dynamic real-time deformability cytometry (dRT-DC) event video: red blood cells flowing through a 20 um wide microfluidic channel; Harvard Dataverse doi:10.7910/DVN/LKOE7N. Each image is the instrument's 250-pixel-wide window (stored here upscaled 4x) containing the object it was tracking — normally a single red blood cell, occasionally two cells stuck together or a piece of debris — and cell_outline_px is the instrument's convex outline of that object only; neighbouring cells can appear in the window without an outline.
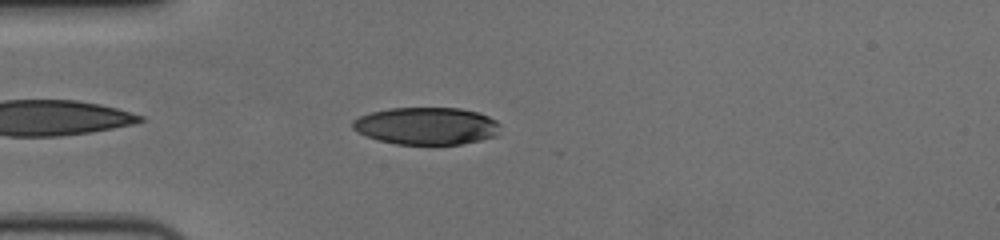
{"species": "human", "species_latin": "Homo sapiens", "temperature_condition": "cold", "stored_images_in_passage": 40, "camera_frame_rate_fps": 3000, "um_per_image_px": 0.085, "donor": {"sex": "female"}, "frame": {"image": 1, "passage_image": 3, "time_ms": 0.667, "image_size_px": [1000, 240], "cell_outline_px": [[500, 124], [496, 136], [480, 140], [460, 144], [396, 144], [376, 140], [364, 136], [356, 132], [352, 128], [352, 120], [360, 116], [372, 112], [388, 108], [460, 108], [476, 112], [488, 116], [496, 120]], "centroid_in_image_um": [36.21, 10.71], "position_along_channel_um": 48.8, "area_um2": 32.25}}
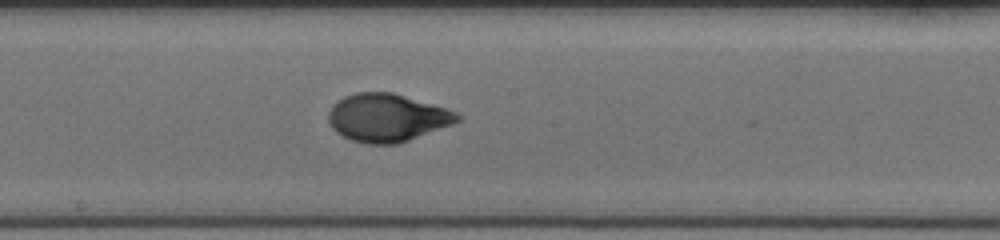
{"frame": {"image": 2, "passage_image": 18, "time_ms": 5.667, "image_size_px": [1000, 240], "cell_outline_px": [[460, 120], [452, 124], [400, 144], [368, 144], [352, 140], [336, 132], [332, 128], [328, 120], [328, 112], [332, 104], [336, 100], [344, 96], [356, 92], [392, 92], [432, 104], [456, 112], [460, 116]], "centroid_in_image_um": [32.86, 10.0], "position_along_channel_um": 215.3, "area_um2": 36.01}}
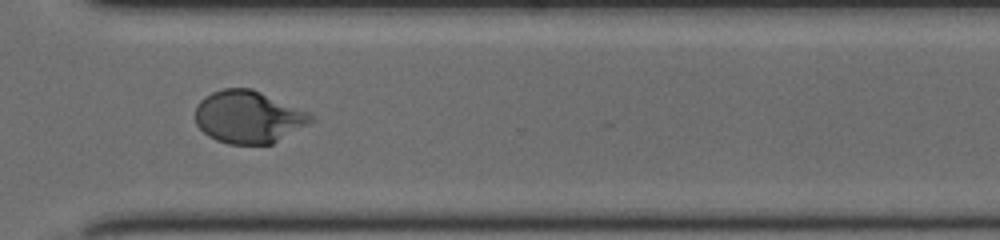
{"frame": {"image": 3, "passage_image": 29, "time_ms": 9.333, "image_size_px": [1000, 240], "cell_outline_px": [[316, 120], [272, 144], [228, 144], [216, 140], [208, 136], [196, 124], [196, 104], [204, 96], [212, 92], [224, 88], [252, 88], [312, 112], [316, 116]], "centroid_in_image_um": [21.16, 9.93], "position_along_channel_um": 349.4, "area_um2": 35.84}, "authors_computed_cell_mechanics": {"area_um2": 35.2002, "velocity_mm_per_s": 3.6511, "shape_relaxation_time_tau1_ms": 3.9927, "shape_relaxation_time_tau2_ms": null, "deformation_change_tau1": 0.2022, "deformation_change_tau2": null}}